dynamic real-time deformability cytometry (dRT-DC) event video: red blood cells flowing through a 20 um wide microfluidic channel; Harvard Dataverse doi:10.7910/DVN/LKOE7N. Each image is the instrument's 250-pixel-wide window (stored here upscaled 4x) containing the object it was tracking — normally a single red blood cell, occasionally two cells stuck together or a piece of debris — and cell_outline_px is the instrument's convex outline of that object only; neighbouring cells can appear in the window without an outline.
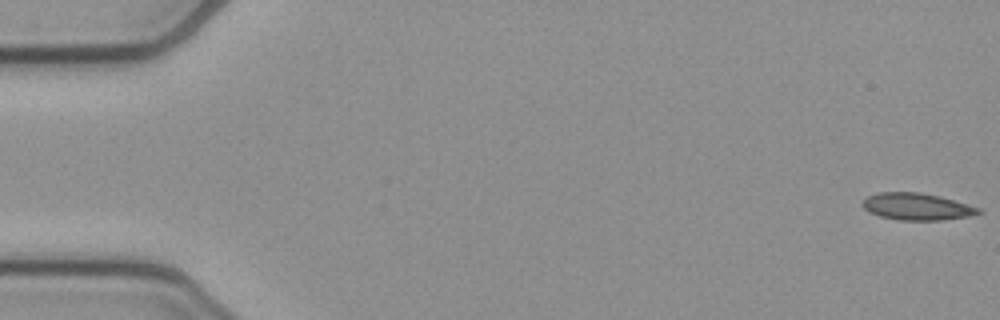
{"species": "common noctule bat (a hibernating species)", "species_latin": "Nyctalus noctula", "temperature_condition": "cold", "stored_images_in_passage": 8, "camera_frame_rate_fps": 3000, "um_per_image_px": 0.085, "animal": {"sex": "female", "body_mass_g": 21.9}, "frame": {"image": 1, "passage_image": 1, "time_ms": 0.0, "image_size_px": [1000, 320], "cell_outline_px": [[984, 212], [968, 216], [940, 220], [900, 220], [880, 216], [864, 208], [860, 204], [868, 196], [880, 192], [920, 192], [940, 196], [980, 208]], "centroid_in_image_um": [77.94, 17.55], "position_along_channel_um": 7.1, "area_um2": 18.03}}